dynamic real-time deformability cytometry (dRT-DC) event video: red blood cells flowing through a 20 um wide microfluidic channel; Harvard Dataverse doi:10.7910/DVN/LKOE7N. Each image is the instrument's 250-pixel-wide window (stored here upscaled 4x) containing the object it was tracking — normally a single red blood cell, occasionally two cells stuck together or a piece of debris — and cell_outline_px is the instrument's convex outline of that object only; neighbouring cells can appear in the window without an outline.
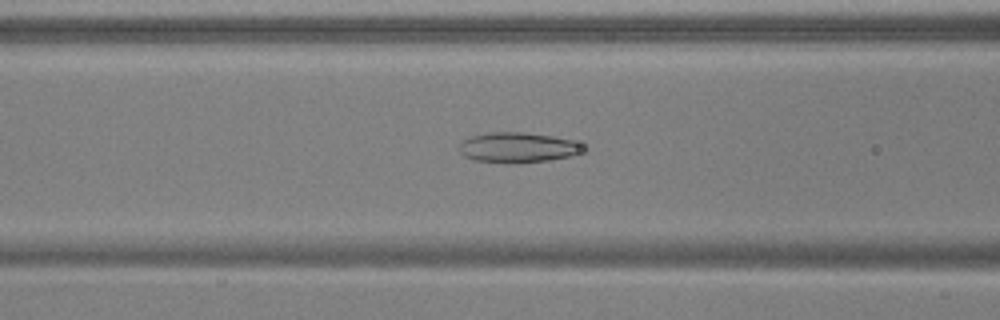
{"species": "common noctule bat (a hibernating species)", "species_latin": "Nyctalus noctula", "temperature_condition": "warm", "stored_images_in_passage": 47, "camera_frame_rate_fps": 3000, "um_per_image_px": 0.085, "animal": {"sex": "male", "body_mass_g": 17.9, "forearm_length_mm": 54.2}, "frame": {"image": 1, "passage_image": 16, "time_ms": 5.0, "image_size_px": [1000, 320], "cell_outline_px": [[588, 152], [572, 156], [548, 160], [504, 164], [476, 160], [464, 156], [460, 152], [460, 144], [464, 140], [472, 136], [488, 132], [524, 132], [552, 136], [572, 140], [588, 148]], "centroid_in_image_um": [44.08, 12.54], "position_along_channel_um": 122.5, "area_um2": 22.02}}
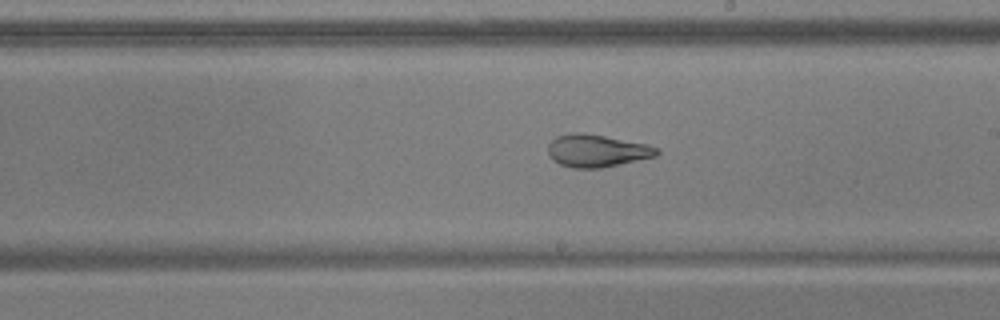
{"frame": {"image": 2, "passage_image": 25, "time_ms": 8.0, "image_size_px": [1000, 320], "cell_outline_px": [[660, 152], [656, 156], [600, 168], [572, 168], [560, 164], [552, 160], [548, 152], [548, 144], [556, 136], [572, 132], [580, 132], [604, 136], [648, 144], [660, 148]], "centroid_in_image_um": [50.72, 12.81], "position_along_channel_um": 238.3, "area_um2": 20.63}}
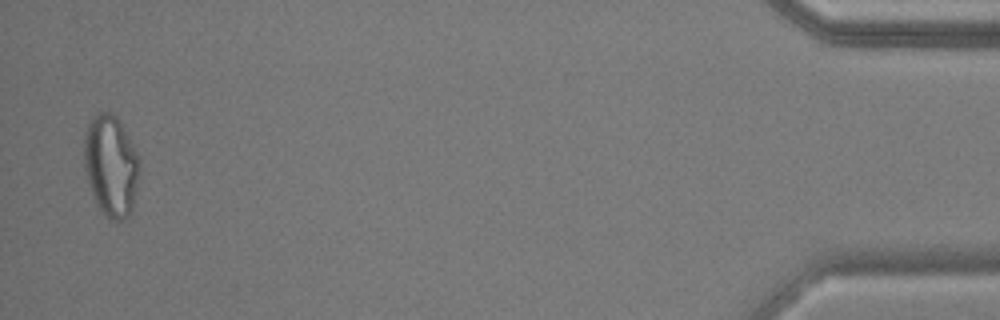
{"frame": {"image": 3, "passage_image": 46, "time_ms": 15.0, "image_size_px": [1000, 320], "cell_outline_px": [[140, 160], [132, 212], [124, 220], [112, 220], [104, 216], [100, 212], [92, 196], [88, 184], [84, 168], [84, 136], [88, 124], [92, 116], [100, 112], [108, 112], [116, 116], [120, 120]], "centroid_in_image_um": [9.4, 14.11], "position_along_channel_um": 425.8, "area_um2": 32.95}, "authors_computed_cell_mechanics": {"area_um2": 26.6458, "velocity_mm_per_s": 3.8622, "shape_relaxation_time_tau1_ms": null, "shape_relaxation_time_tau2_ms": 1.2516, "deformation_change_tau1": null, "deformation_change_tau2": 0.0659}}